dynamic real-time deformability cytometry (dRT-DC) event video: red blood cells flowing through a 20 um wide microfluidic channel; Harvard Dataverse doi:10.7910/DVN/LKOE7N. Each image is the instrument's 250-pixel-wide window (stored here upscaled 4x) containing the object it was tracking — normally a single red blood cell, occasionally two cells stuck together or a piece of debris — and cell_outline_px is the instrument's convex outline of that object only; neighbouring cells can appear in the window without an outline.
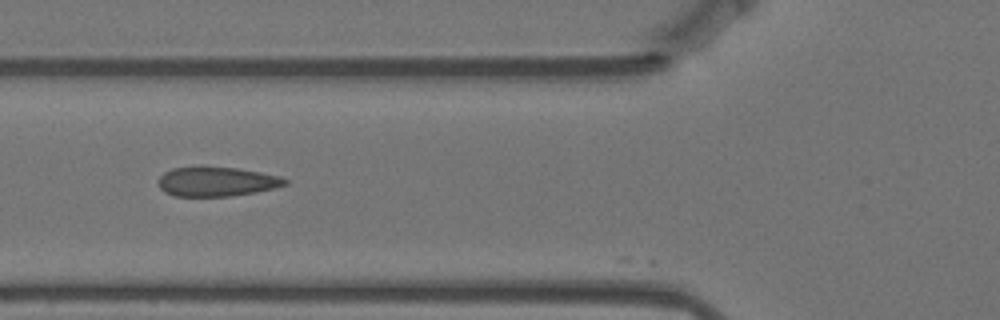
{"species": "Egyptian fruit bat (a non-hibernating species)", "species_latin": "Rousettus aegyptiacus", "temperature_condition": "warm", "stored_images_in_passage": 11, "camera_frame_rate_fps": 3000, "um_per_image_px": 0.085, "animal": {"sex": "female"}, "frame": {"image": 1, "passage_image": 4, "time_ms": 1.0, "image_size_px": [1000, 320], "cell_outline_px": [[288, 184], [276, 188], [256, 192], [232, 196], [176, 196], [164, 192], [160, 188], [156, 180], [164, 172], [172, 168], [200, 164], [236, 168], [260, 172], [280, 176], [288, 180]], "centroid_in_image_um": [18.38, 15.4], "position_along_channel_um": 107.4, "area_um2": 22.48}}
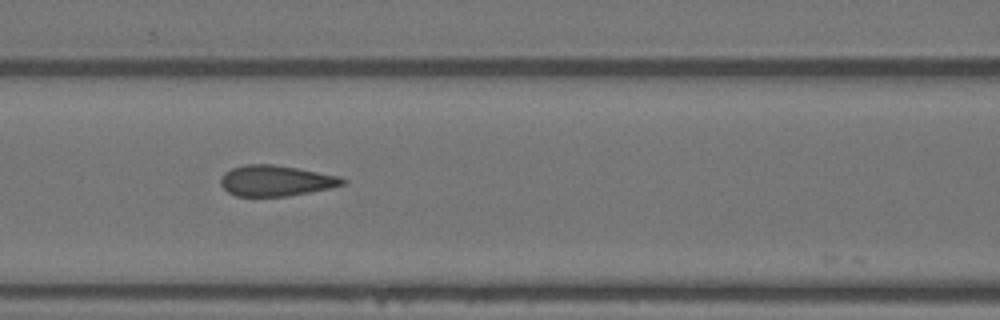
{"frame": {"image": 2, "passage_image": 7, "time_ms": 2.0, "image_size_px": [1000, 320], "cell_outline_px": [[348, 180], [344, 184], [328, 188], [288, 196], [236, 196], [228, 192], [220, 184], [220, 176], [224, 172], [232, 168], [244, 164], [272, 164], [296, 168], [340, 176]], "centroid_in_image_um": [23.41, 15.35], "position_along_channel_um": 143.2, "area_um2": 21.79}}
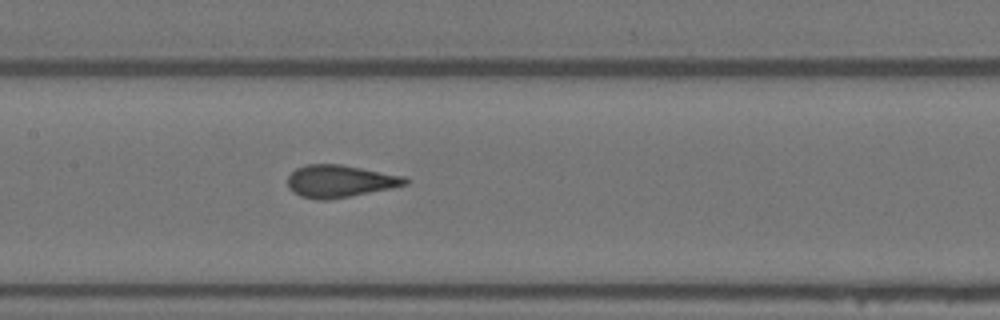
{"frame": {"image": 3, "passage_image": 10, "time_ms": 3.0, "image_size_px": [1000, 320], "cell_outline_px": [[408, 184], [392, 188], [328, 200], [316, 200], [300, 196], [292, 192], [288, 188], [288, 176], [296, 168], [304, 164], [340, 164], [404, 176], [408, 180]], "centroid_in_image_um": [28.85, 15.4], "position_along_channel_um": 178.5, "area_um2": 22.2}}